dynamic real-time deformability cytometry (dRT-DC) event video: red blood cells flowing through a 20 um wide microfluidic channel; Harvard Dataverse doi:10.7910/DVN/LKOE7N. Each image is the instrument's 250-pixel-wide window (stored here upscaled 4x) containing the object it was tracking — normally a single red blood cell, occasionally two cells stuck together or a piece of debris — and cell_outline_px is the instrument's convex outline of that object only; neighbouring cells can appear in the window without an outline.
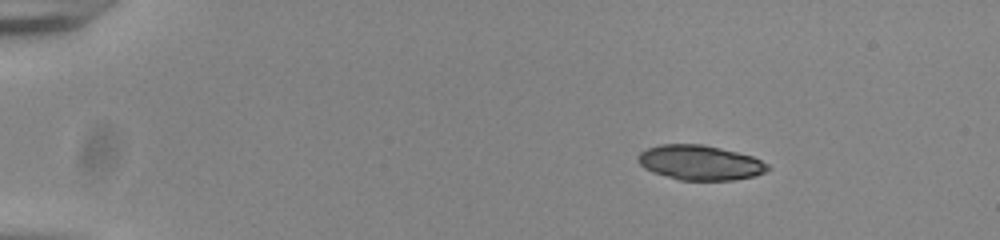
{"species": "common noctule bat (a hibernating species)", "species_latin": "Nyctalus noctula", "temperature_condition": "room temperature", "stored_images_in_passage": 18, "camera_frame_rate_fps": 3000, "um_per_image_px": 0.085, "animal": {"sex": "male", "body_mass_g": 20.0, "forearm_length_mm": 53.3}, "frame": {"image": 1, "passage_image": 1, "time_ms": 0.0, "image_size_px": [1000, 240], "cell_outline_px": [[772, 168], [768, 172], [756, 176], [732, 180], [680, 180], [652, 172], [644, 168], [636, 160], [636, 156], [640, 152], [648, 148], [660, 144], [704, 144], [752, 156], [768, 164]], "centroid_in_image_um": [59.51, 13.83], "position_along_channel_um": 25.5, "area_um2": 26.53}}
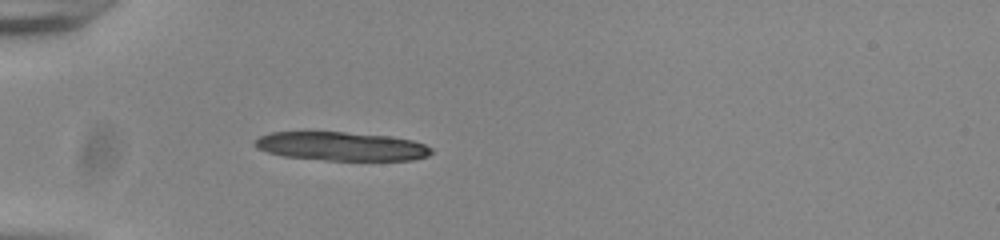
{"frame": {"image": 2, "passage_image": 10, "time_ms": 3.0, "image_size_px": [1000, 240], "cell_outline_px": [[432, 152], [428, 156], [412, 160], [324, 160], [284, 156], [268, 152], [256, 148], [252, 144], [252, 140], [260, 136], [272, 132], [344, 132], [388, 136], [412, 140], [424, 144], [432, 148]], "centroid_in_image_um": [28.98, 12.43], "position_along_channel_um": 56.0, "area_um2": 29.59}}